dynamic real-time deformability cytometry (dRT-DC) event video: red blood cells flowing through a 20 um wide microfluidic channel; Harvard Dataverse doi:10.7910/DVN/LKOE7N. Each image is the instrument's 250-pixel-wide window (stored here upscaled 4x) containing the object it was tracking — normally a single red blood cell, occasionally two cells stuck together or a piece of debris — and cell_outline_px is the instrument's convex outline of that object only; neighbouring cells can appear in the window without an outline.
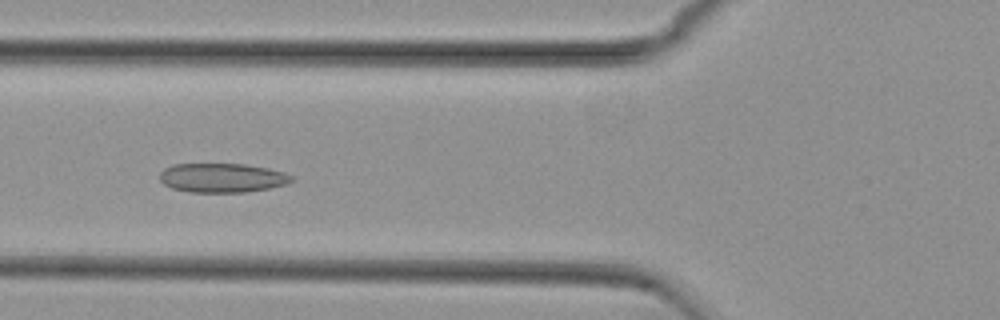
{"species": "common noctule bat (a hibernating species)", "species_latin": "Nyctalus noctula", "temperature_condition": "cold", "stored_images_in_passage": 44, "camera_frame_rate_fps": 3000, "um_per_image_px": 0.085, "animal": {"sex": "female", "body_mass_g": 29.2, "forearm_length_mm": 56.3}, "frame": {"image": 1, "passage_image": 10, "time_ms": 3.0, "image_size_px": [1000, 320], "cell_outline_px": [[296, 180], [288, 184], [268, 188], [244, 192], [188, 192], [172, 188], [164, 184], [160, 180], [160, 172], [164, 168], [172, 164], [244, 164], [268, 168], [284, 172], [292, 176]], "centroid_in_image_um": [18.89, 15.11], "position_along_channel_um": 106.9, "area_um2": 22.54}}
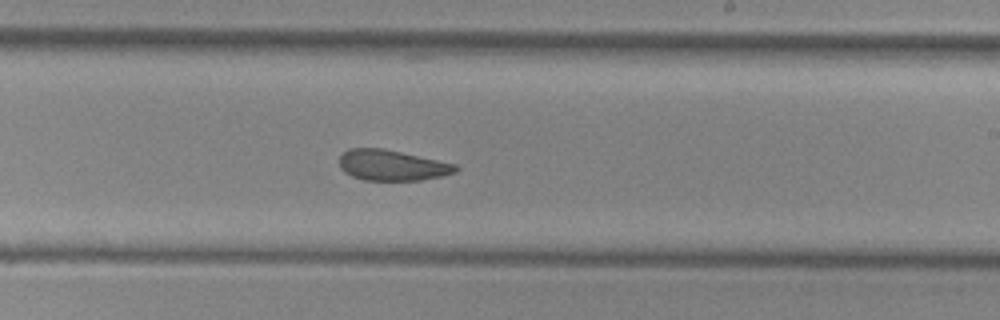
{"frame": {"image": 2, "passage_image": 22, "time_ms": 7.0, "image_size_px": [1000, 320], "cell_outline_px": [[460, 168], [456, 172], [444, 176], [420, 180], [364, 180], [352, 176], [344, 172], [340, 168], [340, 156], [348, 148], [384, 148], [456, 164]], "centroid_in_image_um": [33.34, 14.05], "position_along_channel_um": 255.7, "area_um2": 20.87}}
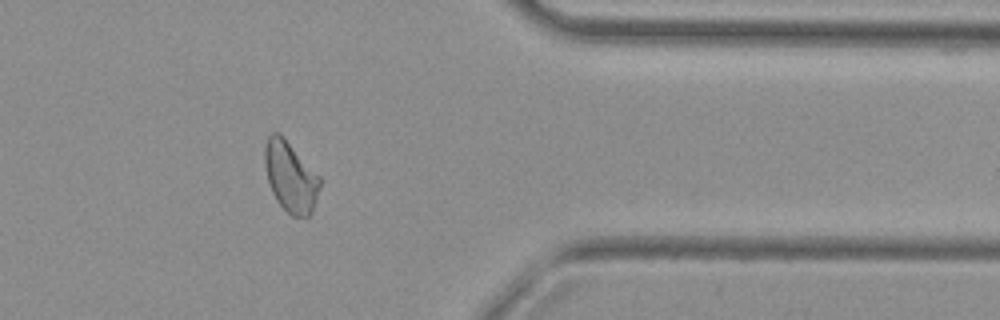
{"frame": {"image": 3, "passage_image": 34, "time_ms": 11.0, "image_size_px": [1000, 320], "cell_outline_px": [[320, 188], [312, 212], [308, 216], [292, 216], [276, 200], [272, 192], [268, 180], [264, 164], [264, 148], [268, 136], [272, 132], [280, 132], [320, 176]], "centroid_in_image_um": [24.69, 14.99], "position_along_channel_um": 386.7, "area_um2": 22.66}, "authors_computed_cell_mechanics": {"area_um2": 22.253, "velocity_mm_per_s": 3.7186, "shape_relaxation_time_tau1_ms": null, "shape_relaxation_time_tau2_ms": 2.7937, "deformation_change_tau1": null, "deformation_change_tau2": 0.0781}}